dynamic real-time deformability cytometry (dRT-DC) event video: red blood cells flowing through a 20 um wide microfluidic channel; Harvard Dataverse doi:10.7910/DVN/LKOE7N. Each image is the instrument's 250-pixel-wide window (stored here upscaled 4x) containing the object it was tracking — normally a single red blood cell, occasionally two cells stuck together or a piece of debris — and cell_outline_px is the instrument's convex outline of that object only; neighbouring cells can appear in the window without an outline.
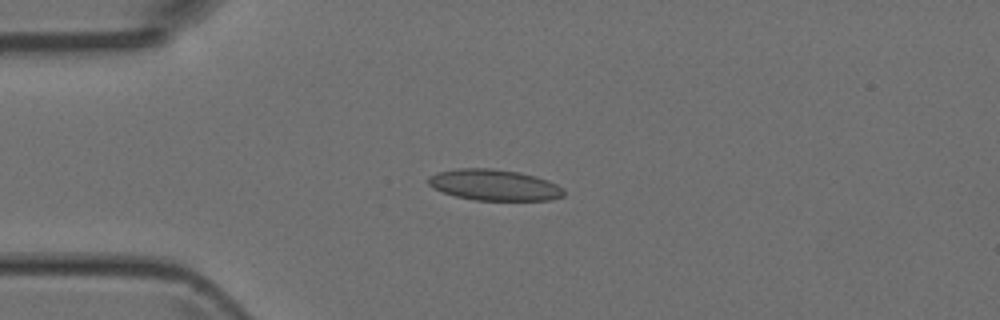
{"species": "Egyptian fruit bat (a non-hibernating species)", "species_latin": "Rousettus aegyptiacus", "temperature_condition": "room temperature", "stored_images_in_passage": 9, "camera_frame_rate_fps": 3000, "um_per_image_px": 0.085, "animal": {"sex": "female"}, "frame": {"image": 1, "passage_image": 4, "time_ms": 3.667, "image_size_px": [1000, 320], "cell_outline_px": [[564, 196], [552, 200], [476, 200], [456, 196], [432, 188], [428, 184], [428, 176], [436, 172], [456, 168], [492, 168], [520, 172], [536, 176], [548, 180], [564, 188]], "centroid_in_image_um": [42.01, 15.71], "position_along_channel_um": 43.0, "area_um2": 24.74}}
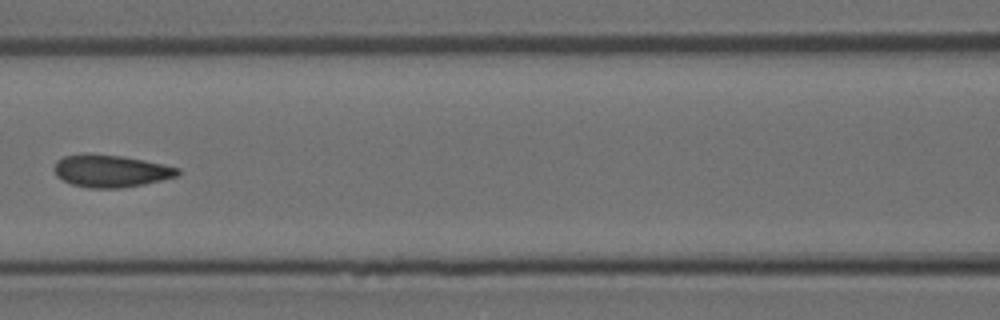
{"frame": {"image": 2, "passage_image": 7, "time_ms": 7.0, "image_size_px": [1000, 320], "cell_outline_px": [[180, 172], [176, 176], [144, 184], [120, 188], [88, 188], [72, 184], [56, 176], [52, 168], [56, 160], [64, 156], [80, 152], [88, 152], [120, 156], [144, 160], [164, 164], [180, 168]], "centroid_in_image_um": [9.35, 14.51], "position_along_channel_um": 157.2, "area_um2": 23.58}}
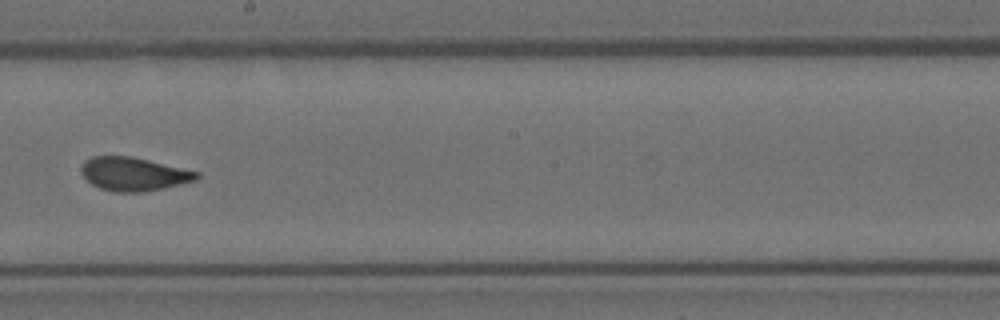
{"frame": {"image": 3, "passage_image": 9, "time_ms": 9.0, "image_size_px": [1000, 320], "cell_outline_px": [[200, 176], [196, 180], [180, 184], [144, 192], [112, 192], [100, 188], [92, 184], [80, 172], [80, 168], [84, 160], [92, 156], [132, 156], [200, 172]], "centroid_in_image_um": [11.34, 14.78], "position_along_channel_um": 236.9, "area_um2": 22.6}}